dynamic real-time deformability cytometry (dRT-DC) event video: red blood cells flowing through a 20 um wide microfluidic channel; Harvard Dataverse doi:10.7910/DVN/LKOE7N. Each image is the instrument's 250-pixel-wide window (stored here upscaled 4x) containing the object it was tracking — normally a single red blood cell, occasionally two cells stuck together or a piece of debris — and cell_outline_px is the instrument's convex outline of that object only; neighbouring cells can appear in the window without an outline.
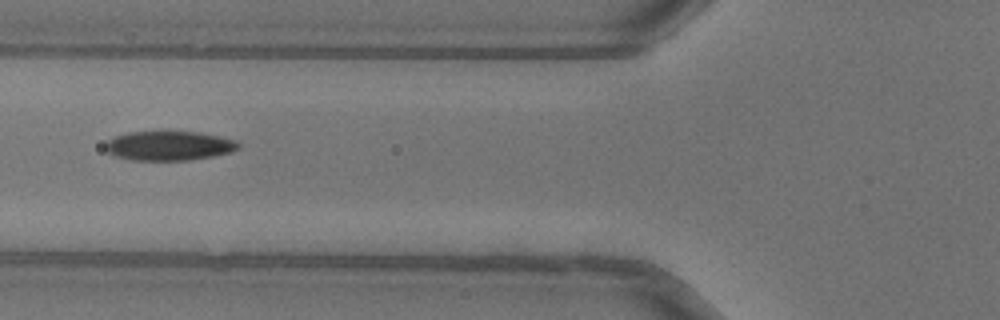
{"species": "common noctule bat (a hibernating species)", "species_latin": "Nyctalus noctula", "temperature_condition": "warm", "stored_images_in_passage": 38, "camera_frame_rate_fps": 3000, "um_per_image_px": 0.085, "animal": {"sex": "female"}, "frame": {"image": 1, "passage_image": 6, "time_ms": 1.667, "image_size_px": [1000, 320], "cell_outline_px": [[240, 148], [232, 152], [212, 156], [188, 160], [132, 160], [112, 156], [104, 148], [104, 144], [108, 140], [116, 136], [128, 132], [200, 132], [220, 136], [236, 140], [240, 144]], "centroid_in_image_um": [14.36, 12.39], "position_along_channel_um": 111.4, "area_um2": 22.89}, "authors_computed_cell_mechanics": {"area_um2": 23.0911, "velocity_mm_per_s": 4.0434, "shape_relaxation_time_tau1_ms": 5.1402, "shape_relaxation_time_tau2_ms": 2.2935, "deformation_change_tau1": 0.172, "deformation_change_tau2": 0.077}}